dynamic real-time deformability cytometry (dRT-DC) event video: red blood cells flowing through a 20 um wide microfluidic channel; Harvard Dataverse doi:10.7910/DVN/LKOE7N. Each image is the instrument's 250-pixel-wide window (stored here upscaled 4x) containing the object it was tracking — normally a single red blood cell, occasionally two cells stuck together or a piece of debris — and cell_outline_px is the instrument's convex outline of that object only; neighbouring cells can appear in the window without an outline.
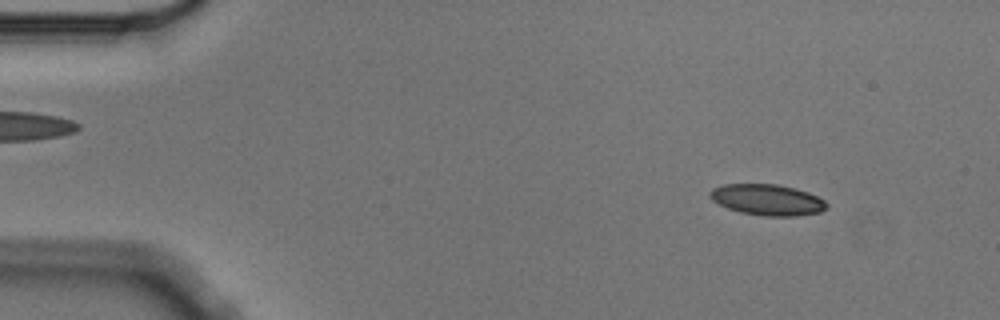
{"species": "Egyptian fruit bat (a non-hibernating species)", "species_latin": "Rousettus aegyptiacus", "temperature_condition": "cold", "stored_images_in_passage": 5, "segment_of_instrument_passage": [1, 2], "camera_frame_rate_fps": 3000, "um_per_image_px": 0.085, "animal": {"sex": "male"}, "frame": {"image": 1, "passage_image": 1, "time_ms": 0.0, "image_size_px": [1000, 320], "cell_outline_px": [[828, 208], [820, 212], [796, 216], [764, 216], [740, 212], [728, 208], [712, 200], [708, 196], [708, 192], [712, 188], [724, 184], [776, 184], [796, 188], [808, 192], [824, 200], [828, 204]], "centroid_in_image_um": [65.22, 16.98], "position_along_channel_um": 19.8, "area_um2": 21.21}}